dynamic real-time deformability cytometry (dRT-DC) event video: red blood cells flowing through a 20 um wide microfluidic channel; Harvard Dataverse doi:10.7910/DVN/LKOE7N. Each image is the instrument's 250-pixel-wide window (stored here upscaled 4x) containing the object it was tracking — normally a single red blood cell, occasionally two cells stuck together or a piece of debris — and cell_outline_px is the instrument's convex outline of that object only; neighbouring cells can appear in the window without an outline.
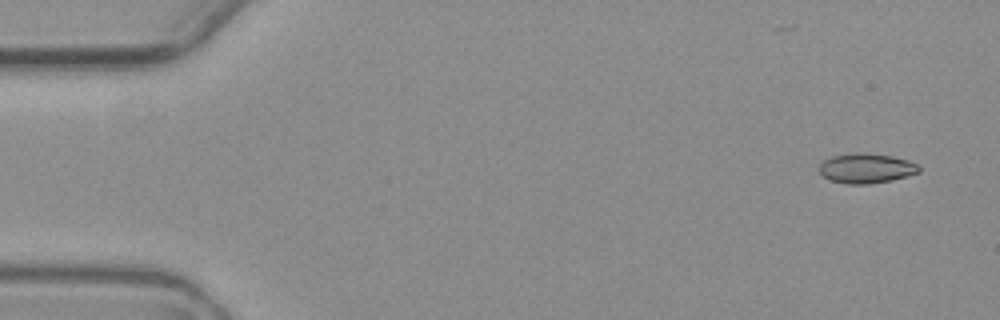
{"species": "common noctule bat (a hibernating species)", "species_latin": "Nyctalus noctula", "temperature_condition": "warm", "stored_images_in_passage": 5, "camera_frame_rate_fps": 3000, "um_per_image_px": 0.085, "animal": {"sex": "female", "body_mass_g": 19.3, "forearm_length_mm": 54.1}, "frame": {"image": 1, "passage_image": 1, "time_ms": 0.0, "image_size_px": [1000, 320], "cell_outline_px": [[920, 172], [892, 180], [868, 184], [848, 184], [828, 180], [820, 172], [820, 164], [824, 160], [832, 156], [860, 152], [892, 156], [908, 160], [916, 164], [920, 168]], "centroid_in_image_um": [73.63, 14.31], "position_along_channel_um": 11.4, "area_um2": 17.22}}